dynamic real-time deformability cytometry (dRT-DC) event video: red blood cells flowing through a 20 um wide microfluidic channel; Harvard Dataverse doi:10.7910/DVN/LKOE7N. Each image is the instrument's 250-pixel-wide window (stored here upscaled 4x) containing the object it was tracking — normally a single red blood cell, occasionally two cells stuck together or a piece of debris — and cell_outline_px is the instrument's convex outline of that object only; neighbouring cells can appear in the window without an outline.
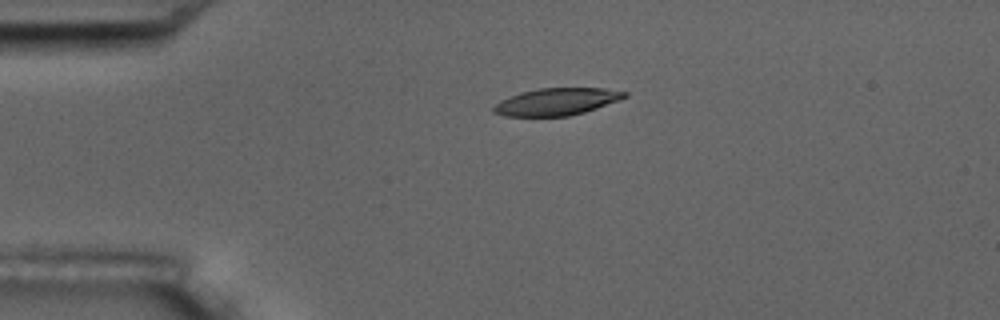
{"species": "common noctule bat (a hibernating species)", "species_latin": "Nyctalus noctula", "temperature_condition": "room temperature", "stored_images_in_passage": 7, "camera_frame_rate_fps": 3000, "um_per_image_px": 0.085, "animal": {"sex": "male", "body_mass_g": 17.5, "forearm_length_mm": 52.3}, "frame": {"image": 1, "passage_image": 2, "time_ms": 1.333, "image_size_px": [1000, 320], "cell_outline_px": [[628, 96], [620, 100], [584, 112], [568, 116], [504, 116], [492, 112], [492, 108], [500, 100], [508, 96], [520, 92], [540, 88], [604, 88], [628, 92]], "centroid_in_image_um": [47.3, 8.64], "position_along_channel_um": 37.7, "area_um2": 20.81}}
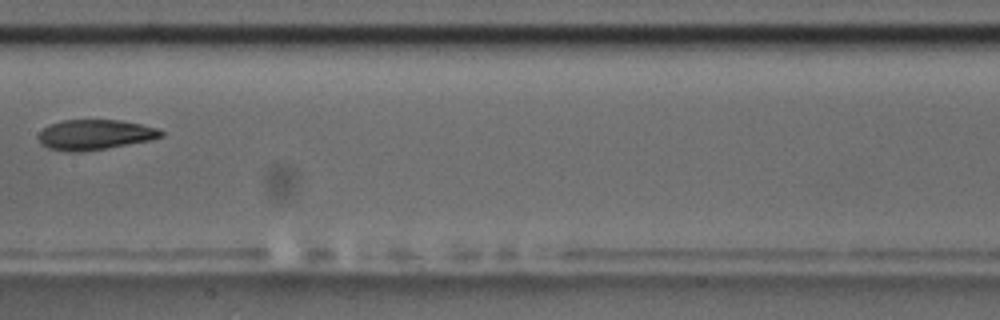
{"frame": {"image": 2, "passage_image": 6, "time_ms": 6.667, "image_size_px": [1000, 320], "cell_outline_px": [[164, 136], [152, 140], [80, 152], [64, 152], [48, 148], [40, 144], [36, 136], [48, 124], [64, 120], [120, 120], [140, 124], [156, 128], [164, 132]], "centroid_in_image_um": [8.02, 11.45], "position_along_channel_um": 199.4, "area_um2": 21.68}}
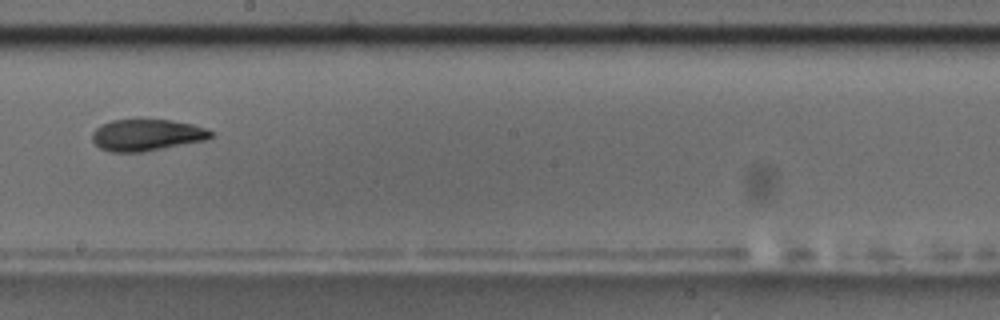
{"frame": {"image": 3, "passage_image": 7, "time_ms": 7.667, "image_size_px": [1000, 320], "cell_outline_px": [[212, 136], [204, 140], [140, 152], [112, 152], [100, 148], [92, 140], [92, 132], [100, 124], [112, 120], [140, 116], [172, 120], [192, 124], [204, 128], [212, 132]], "centroid_in_image_um": [12.4, 11.41], "position_along_channel_um": 235.8, "area_um2": 22.37}}